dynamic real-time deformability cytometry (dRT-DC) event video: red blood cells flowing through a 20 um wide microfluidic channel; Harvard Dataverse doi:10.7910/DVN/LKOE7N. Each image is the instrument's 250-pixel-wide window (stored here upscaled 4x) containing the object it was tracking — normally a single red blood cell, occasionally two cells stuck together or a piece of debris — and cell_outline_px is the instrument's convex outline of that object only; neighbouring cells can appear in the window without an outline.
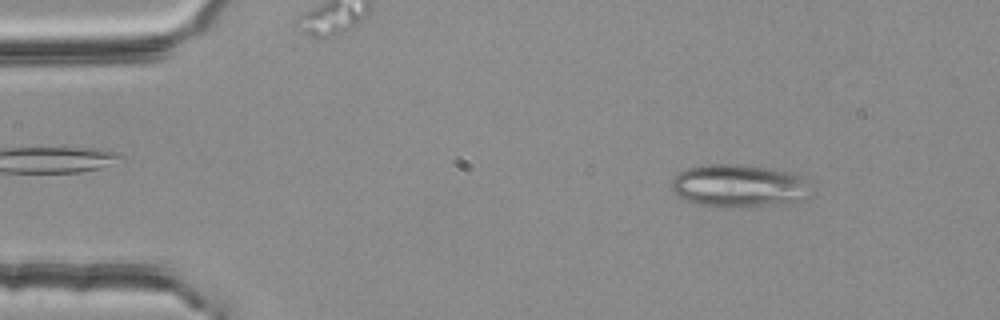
{"species": "common noctule bat (a hibernating species)", "species_latin": "Nyctalus noctula", "temperature_condition": "room temperature", "stored_images_in_passage": 53, "segment_of_instrument_passage": [1, 2], "camera_frame_rate_fps": 3000, "um_per_image_px": 0.085, "animal": {"sex": "female", "body_mass_g": 25.1}, "frame": {"image": 1, "passage_image": 6, "time_ms": 1.667, "image_size_px": [1000, 320], "cell_outline_px": [[812, 196], [800, 200], [748, 208], [720, 208], [696, 204], [684, 200], [672, 188], [672, 180], [680, 172], [688, 168], [704, 164], [740, 164], [772, 168], [792, 172], [804, 176], [812, 180]], "centroid_in_image_um": [62.91, 15.8], "position_along_channel_um": 22.1, "area_um2": 35.78}}